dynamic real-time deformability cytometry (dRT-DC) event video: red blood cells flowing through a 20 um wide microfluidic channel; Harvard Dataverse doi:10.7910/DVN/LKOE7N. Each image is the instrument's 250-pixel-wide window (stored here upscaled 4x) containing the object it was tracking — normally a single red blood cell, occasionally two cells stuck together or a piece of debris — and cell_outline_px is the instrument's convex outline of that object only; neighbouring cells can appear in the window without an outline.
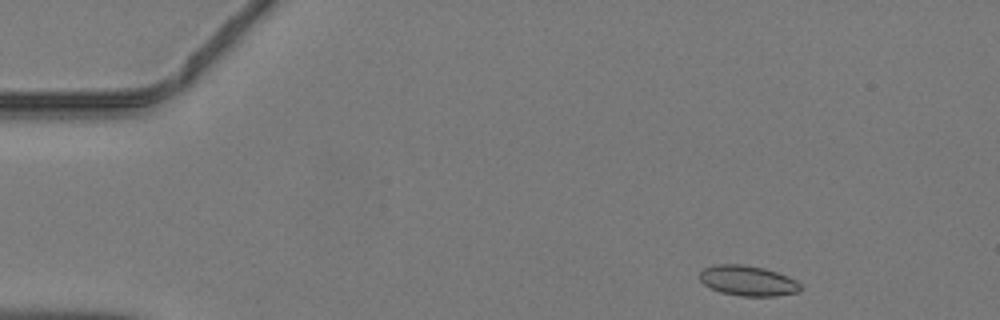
{"species": "common noctule bat (a hibernating species)", "species_latin": "Nyctalus noctula", "temperature_condition": "warm", "stored_images_in_passage": 41, "camera_frame_rate_fps": 3000, "um_per_image_px": 0.085, "animal": {"sex": "male", "body_mass_g": 19.2, "forearm_length_mm": 51.8}, "frame": {"image": 1, "passage_image": 1, "time_ms": 0.0, "image_size_px": [1000, 320], "cell_outline_px": [[800, 288], [796, 292], [776, 296], [740, 296], [720, 292], [704, 284], [700, 280], [700, 272], [704, 268], [716, 264], [740, 264], [764, 268], [788, 276], [796, 280], [800, 284]], "centroid_in_image_um": [63.55, 23.86], "position_along_channel_um": 21.5, "area_um2": 17.63}}
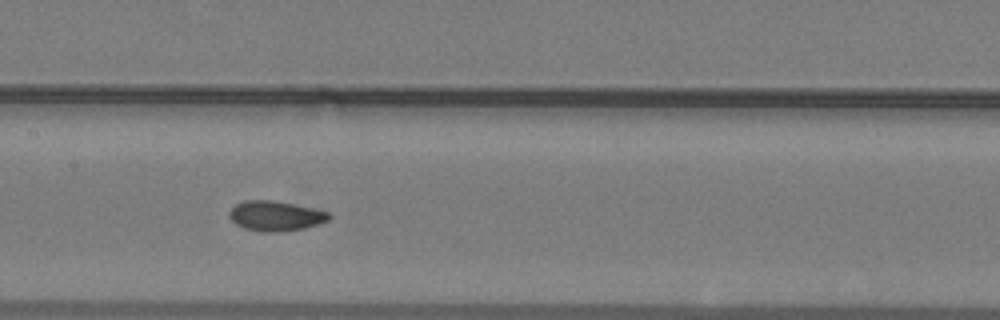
{"frame": {"image": 2, "passage_image": 18, "time_ms": 5.667, "image_size_px": [1000, 320], "cell_outline_px": [[332, 216], [328, 220], [304, 228], [280, 232], [260, 232], [244, 228], [236, 224], [228, 216], [228, 212], [236, 204], [244, 200], [272, 200], [312, 208], [328, 212]], "centroid_in_image_um": [23.38, 18.36], "position_along_channel_um": 184.0, "area_um2": 17.34}}
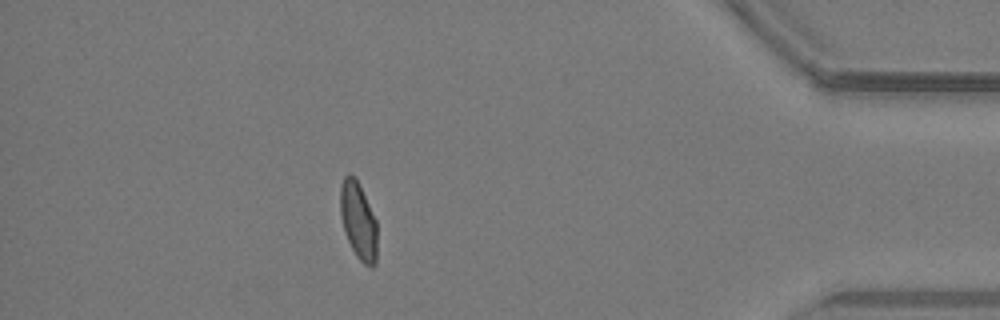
{"frame": {"image": 3, "passage_image": 36, "time_ms": 11.667, "image_size_px": [1000, 320], "cell_outline_px": [[376, 264], [372, 268], [364, 264], [356, 256], [348, 240], [340, 216], [340, 184], [344, 176], [352, 176], [356, 180], [376, 220]], "centroid_in_image_um": [30.45, 18.81], "position_along_channel_um": 404.8, "area_um2": 16.18}}